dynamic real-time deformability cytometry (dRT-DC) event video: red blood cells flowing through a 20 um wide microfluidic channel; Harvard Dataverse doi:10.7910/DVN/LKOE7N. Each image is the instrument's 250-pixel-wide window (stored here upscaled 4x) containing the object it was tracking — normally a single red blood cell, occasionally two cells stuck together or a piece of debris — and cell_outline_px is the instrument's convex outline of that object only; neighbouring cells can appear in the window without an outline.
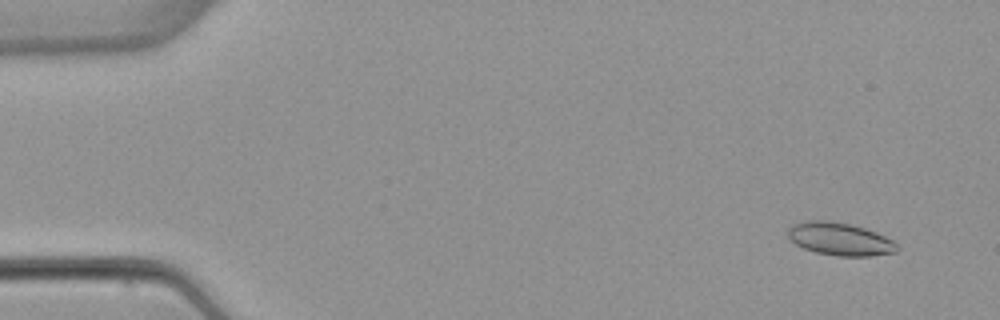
{"species": "common noctule bat (a hibernating species)", "species_latin": "Nyctalus noctula", "temperature_condition": "warm", "stored_images_in_passage": 4, "camera_frame_rate_fps": 3000, "um_per_image_px": 0.085, "animal": {"sex": "female", "body_mass_g": 22.7, "forearm_length_mm": 54.2}, "frame": {"image": 1, "passage_image": 1, "time_ms": 0.0, "image_size_px": [1000, 320], "cell_outline_px": [[900, 248], [896, 252], [872, 256], [840, 256], [816, 252], [804, 248], [796, 244], [788, 236], [788, 228], [792, 224], [808, 220], [824, 220], [852, 224], [876, 232], [892, 240]], "centroid_in_image_um": [71.4, 20.31], "position_along_channel_um": 13.6, "area_um2": 20.81}}
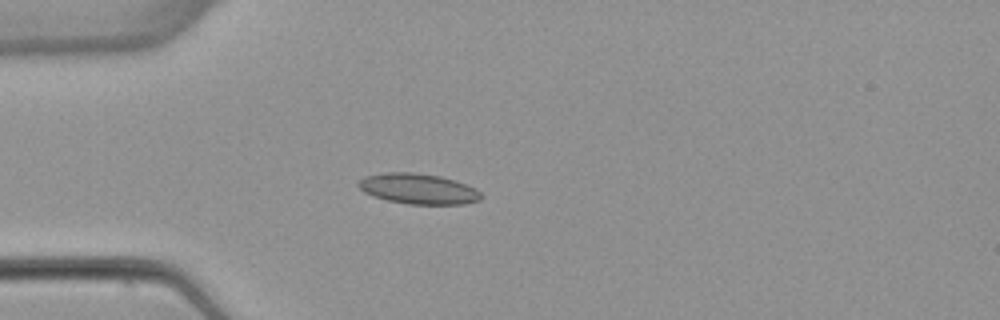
{"frame": {"image": 2, "passage_image": 3, "time_ms": 3.667, "image_size_px": [1000, 320], "cell_outline_px": [[484, 196], [480, 200], [464, 204], [408, 204], [388, 200], [372, 196], [364, 192], [356, 184], [356, 180], [364, 176], [384, 172], [412, 172], [440, 176], [456, 180], [476, 188]], "centroid_in_image_um": [35.54, 16.04], "position_along_channel_um": 49.5, "area_um2": 22.08}}